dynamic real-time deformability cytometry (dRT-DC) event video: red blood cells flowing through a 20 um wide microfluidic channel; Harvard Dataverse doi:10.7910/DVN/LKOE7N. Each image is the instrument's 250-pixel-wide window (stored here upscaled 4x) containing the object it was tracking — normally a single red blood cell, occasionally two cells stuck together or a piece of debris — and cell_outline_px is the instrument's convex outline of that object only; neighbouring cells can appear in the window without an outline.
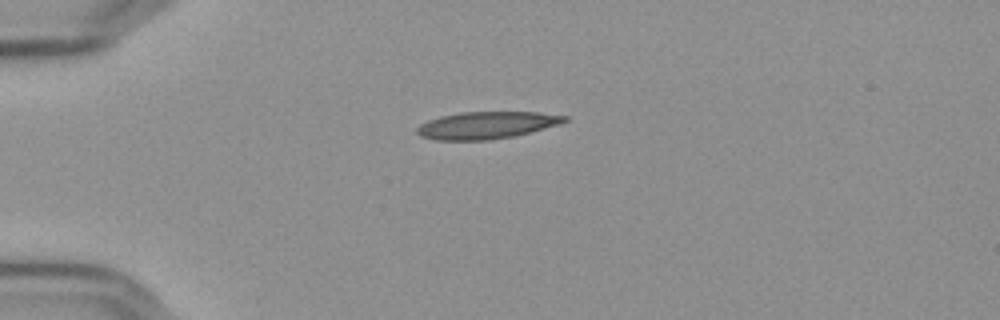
{"species": "Egyptian fruit bat (a non-hibernating species)", "species_latin": "Rousettus aegyptiacus", "temperature_condition": "cold", "stored_images_in_passage": 38, "camera_frame_rate_fps": 3000, "um_per_image_px": 0.085, "frame": {"image": 1, "passage_image": 1, "time_ms": 0.0, "image_size_px": [1000, 320], "cell_outline_px": [[568, 120], [560, 124], [516, 136], [488, 140], [436, 140], [420, 136], [416, 132], [416, 128], [420, 124], [428, 120], [440, 116], [460, 112], [536, 112], [568, 116]], "centroid_in_image_um": [41.35, 10.64], "position_along_channel_um": 43.7, "area_um2": 23.47}}
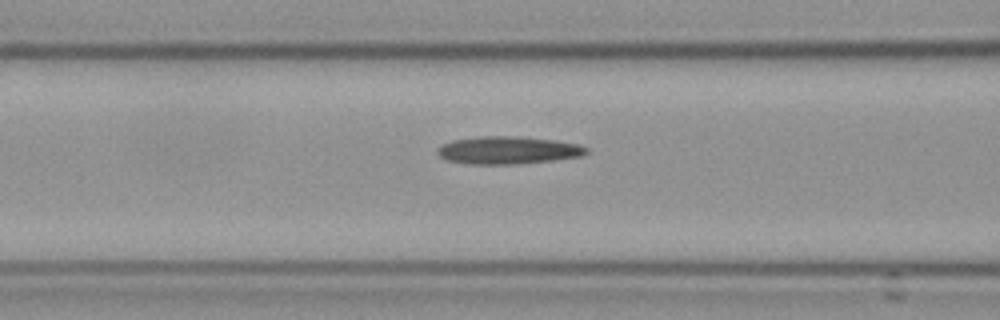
{"frame": {"image": 2, "passage_image": 10, "time_ms": 3.0, "image_size_px": [1000, 320], "cell_outline_px": [[588, 152], [580, 156], [552, 160], [512, 164], [472, 164], [448, 160], [440, 156], [436, 152], [436, 148], [452, 140], [476, 136], [516, 136], [556, 140], [580, 144], [588, 148]], "centroid_in_image_um": [43.18, 12.75], "position_along_channel_um": 123.4, "area_um2": 23.93}}
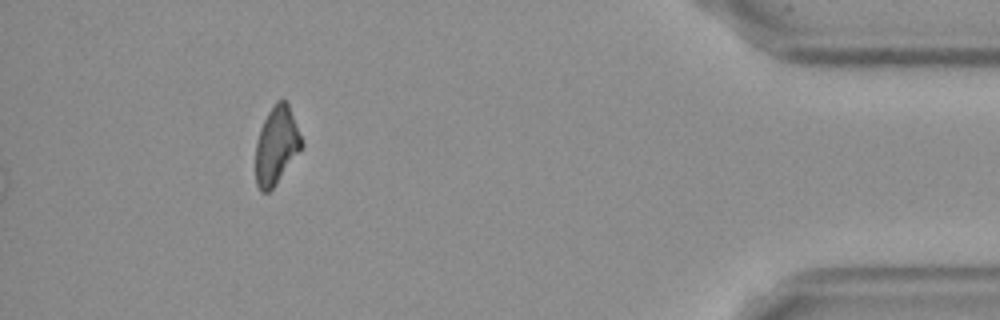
{"frame": {"image": 3, "passage_image": 38, "time_ms": 12.333, "image_size_px": [1000, 320], "cell_outline_px": [[304, 144], [276, 184], [268, 192], [260, 192], [256, 184], [256, 140], [260, 128], [268, 112], [276, 100], [284, 100], [288, 104], [304, 140]], "centroid_in_image_um": [23.5, 12.35], "position_along_channel_um": 411.7, "area_um2": 20.81}}